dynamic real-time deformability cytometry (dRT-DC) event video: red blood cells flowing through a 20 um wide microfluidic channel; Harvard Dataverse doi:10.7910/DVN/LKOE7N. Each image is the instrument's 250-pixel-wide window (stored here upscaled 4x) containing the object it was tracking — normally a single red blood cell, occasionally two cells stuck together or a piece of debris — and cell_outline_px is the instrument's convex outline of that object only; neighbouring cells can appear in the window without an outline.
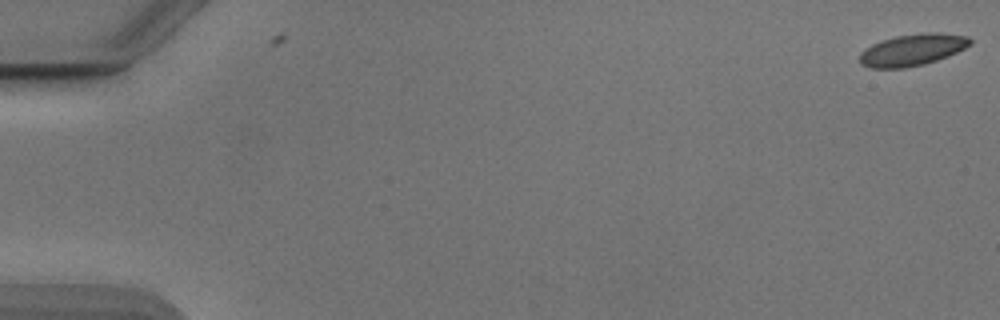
{"species": "Egyptian fruit bat (a non-hibernating species)", "species_latin": "Rousettus aegyptiacus", "temperature_condition": "cold", "stored_images_in_passage": 2, "camera_frame_rate_fps": 3000, "um_per_image_px": 0.085, "animal": {"sex": "male"}, "frame": {"image": 1, "passage_image": 1, "time_ms": 0.0, "image_size_px": [1000, 320], "cell_outline_px": [[972, 44], [948, 56], [924, 64], [904, 68], [872, 68], [860, 64], [860, 52], [872, 44], [880, 40], [896, 36], [920, 32], [940, 32], [968, 36], [972, 40]], "centroid_in_image_um": [77.56, 4.22], "position_along_channel_um": 7.4, "area_um2": 20.58}}